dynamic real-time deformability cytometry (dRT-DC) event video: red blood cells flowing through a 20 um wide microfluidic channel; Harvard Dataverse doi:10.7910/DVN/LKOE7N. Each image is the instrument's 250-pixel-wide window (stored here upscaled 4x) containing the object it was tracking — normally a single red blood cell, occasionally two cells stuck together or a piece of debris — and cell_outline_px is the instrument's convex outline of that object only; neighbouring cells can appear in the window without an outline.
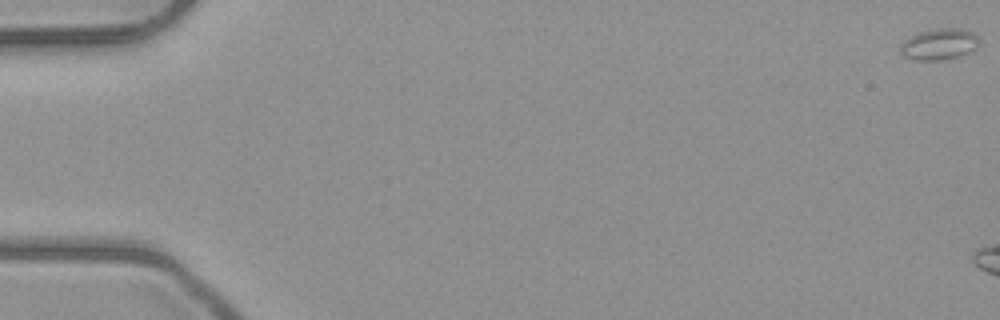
{"species": "common noctule bat (a hibernating species)", "species_latin": "Nyctalus noctula", "temperature_condition": "room temperature", "stored_images_in_passage": 3, "camera_frame_rate_fps": 3000, "um_per_image_px": 0.085, "animal": {"sex": "male", "body_mass_g": 23.1, "forearm_length_mm": 52.7}, "frame": {"image": 1, "passage_image": 1, "time_ms": 0.0, "image_size_px": [1000, 320], "cell_outline_px": [[980, 44], [976, 48], [956, 56], [940, 60], [916, 60], [904, 56], [900, 52], [900, 48], [912, 36], [920, 32], [940, 28], [960, 28], [972, 32], [976, 36]], "centroid_in_image_um": [79.86, 3.75], "position_along_channel_um": 5.1, "area_um2": 13.81}}